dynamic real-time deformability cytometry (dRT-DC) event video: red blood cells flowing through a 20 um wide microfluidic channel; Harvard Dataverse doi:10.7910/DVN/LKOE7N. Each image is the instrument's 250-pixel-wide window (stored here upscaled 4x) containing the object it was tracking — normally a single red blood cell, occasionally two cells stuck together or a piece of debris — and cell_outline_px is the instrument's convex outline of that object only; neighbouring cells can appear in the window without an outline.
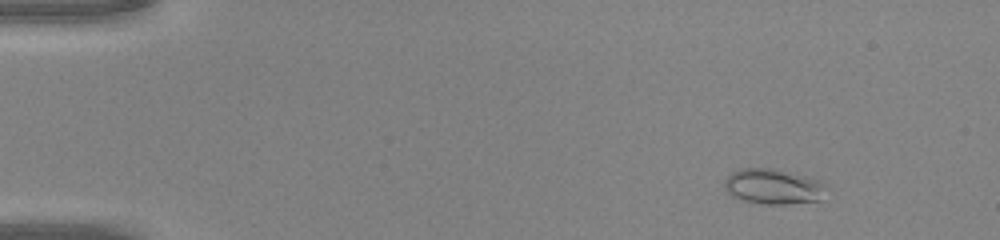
{"species": "common noctule bat (a hibernating species)", "species_latin": "Nyctalus noctula", "temperature_condition": "warm", "stored_images_in_passage": 47, "camera_frame_rate_fps": 3000, "um_per_image_px": 0.085, "animal": {"sex": "male", "body_mass_g": 20.0, "forearm_length_mm": 53.3}, "frame": {"image": 1, "passage_image": 6, "time_ms": 1.667, "image_size_px": [1000, 240], "cell_outline_px": [[824, 184], [820, 200], [784, 204], [764, 204], [744, 200], [732, 196], [724, 188], [724, 180], [732, 172], [744, 168], [772, 168], [820, 180]], "centroid_in_image_um": [65.67, 15.85], "position_along_channel_um": 19.3, "area_um2": 20.52}}
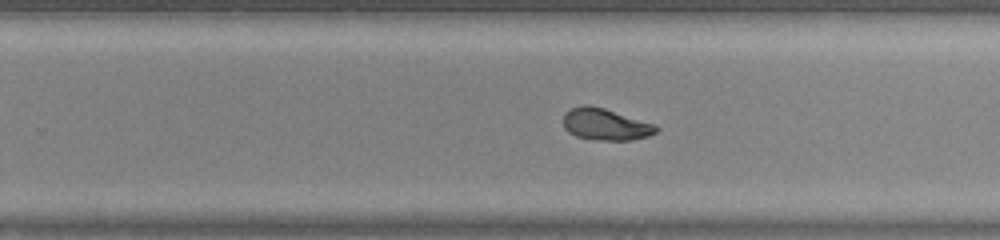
{"frame": {"image": 2, "passage_image": 31, "time_ms": 10.0, "image_size_px": [1000, 240], "cell_outline_px": [[660, 128], [656, 132], [648, 136], [632, 140], [600, 140], [576, 136], [568, 132], [564, 128], [564, 112], [572, 108], [584, 104], [588, 104], [604, 108], [656, 124]], "centroid_in_image_um": [51.48, 10.56], "position_along_channel_um": 278.3, "area_um2": 17.22}}
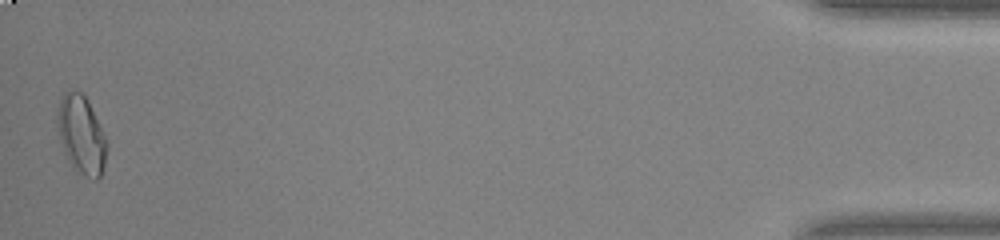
{"frame": {"image": 3, "passage_image": 47, "time_ms": 15.333, "image_size_px": [1000, 240], "cell_outline_px": [[108, 144], [104, 164], [100, 176], [96, 180], [84, 176], [76, 172], [68, 160], [64, 152], [60, 140], [56, 116], [56, 112], [60, 100], [64, 92], [80, 92], [88, 100]], "centroid_in_image_um": [6.9, 11.49], "position_along_channel_um": 428.3, "area_um2": 22.37}}